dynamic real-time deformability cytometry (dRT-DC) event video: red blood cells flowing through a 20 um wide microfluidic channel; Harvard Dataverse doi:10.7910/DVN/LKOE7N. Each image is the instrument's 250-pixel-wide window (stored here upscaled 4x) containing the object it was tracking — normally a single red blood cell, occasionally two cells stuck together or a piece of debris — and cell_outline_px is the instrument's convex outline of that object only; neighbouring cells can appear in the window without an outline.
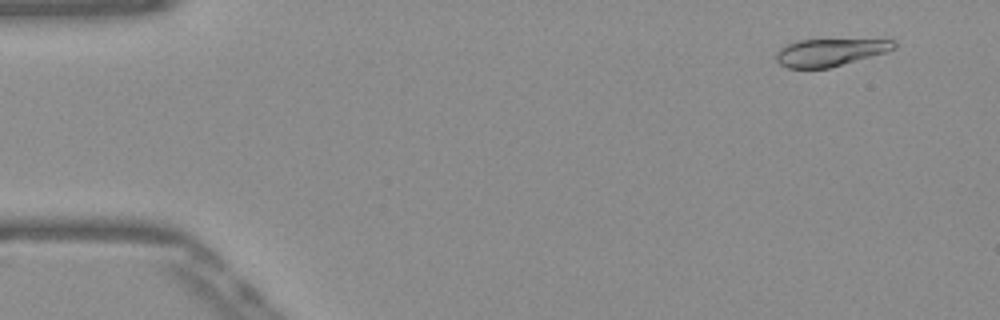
{"species": "Egyptian fruit bat (a non-hibernating species)", "species_latin": "Rousettus aegyptiacus", "temperature_condition": "warm", "stored_images_in_passage": 49, "camera_frame_rate_fps": 3000, "um_per_image_px": 0.085, "frame": {"image": 1, "passage_image": 1, "time_ms": 0.0, "image_size_px": [1000, 320], "cell_outline_px": [[896, 48], [884, 52], [828, 68], [788, 68], [780, 64], [776, 60], [776, 52], [780, 48], [796, 40], [896, 40]], "centroid_in_image_um": [70.49, 4.45], "position_along_channel_um": 14.5, "area_um2": 18.44}}
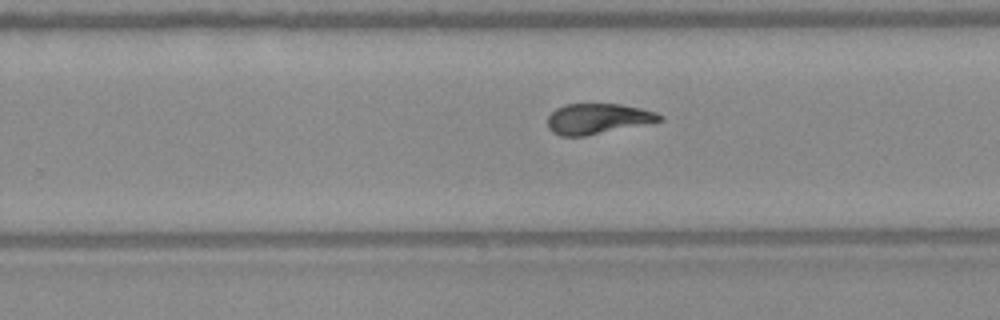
{"frame": {"image": 2, "passage_image": 30, "time_ms": 9.667, "image_size_px": [1000, 320], "cell_outline_px": [[664, 120], [584, 136], [560, 136], [552, 132], [548, 128], [548, 116], [556, 108], [564, 104], [620, 104], [640, 108], [656, 112], [664, 116]], "centroid_in_image_um": [50.79, 10.09], "position_along_channel_um": 279.0, "area_um2": 19.77}}
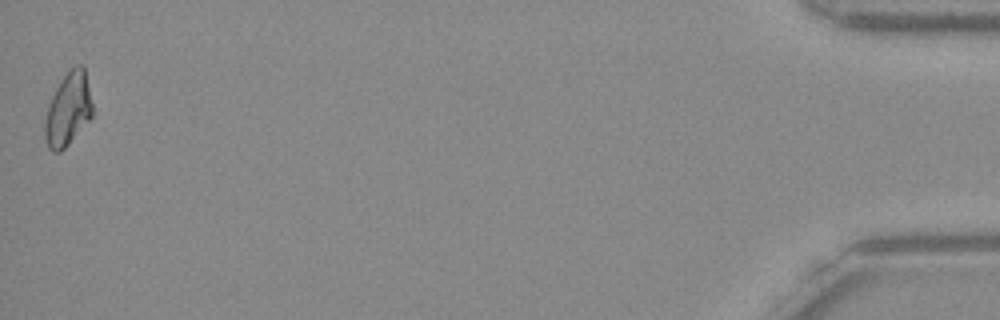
{"frame": {"image": 3, "passage_image": 49, "time_ms": 16.0, "image_size_px": [1000, 320], "cell_outline_px": [[92, 116], [68, 144], [60, 152], [52, 152], [48, 148], [44, 136], [44, 120], [48, 104], [60, 80], [76, 64], [80, 64], [84, 68], [92, 104]], "centroid_in_image_um": [5.76, 9.32], "position_along_channel_um": 429.4, "area_um2": 20.06}, "authors_computed_cell_mechanics": {"area_um2": 20.2878, "velocity_mm_per_s": 3.8772, "shape_relaxation_time_tau1_ms": null, "shape_relaxation_time_tau2_ms": 1.5823, "deformation_change_tau1": null, "deformation_change_tau2": 0.0508}}